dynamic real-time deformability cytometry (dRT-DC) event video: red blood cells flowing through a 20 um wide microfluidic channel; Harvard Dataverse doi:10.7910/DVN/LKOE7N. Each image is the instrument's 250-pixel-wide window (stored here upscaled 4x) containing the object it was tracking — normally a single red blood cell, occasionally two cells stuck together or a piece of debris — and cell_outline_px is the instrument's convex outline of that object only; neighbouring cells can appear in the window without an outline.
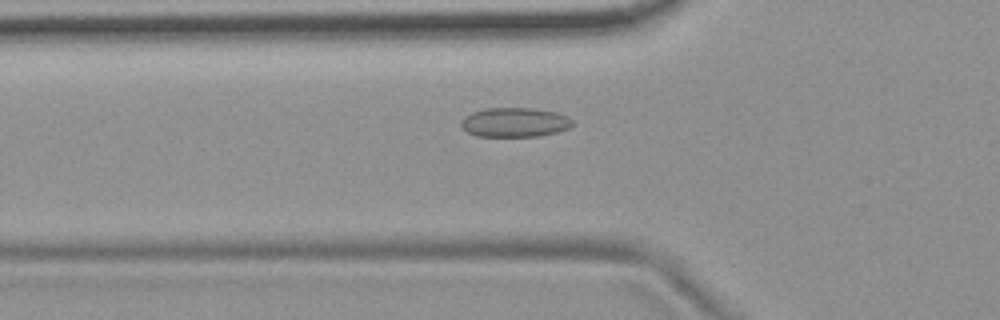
{"species": "common noctule bat (a hibernating species)", "species_latin": "Nyctalus noctula", "temperature_condition": "room temperature", "stored_images_in_passage": 55, "camera_frame_rate_fps": 3000, "um_per_image_px": 0.085, "animal": {"sex": "female", "body_mass_g": 19.9}, "frame": {"image": 1, "passage_image": 19, "time_ms": 6.0, "image_size_px": [1000, 320], "cell_outline_px": [[572, 124], [568, 128], [556, 132], [540, 136], [476, 136], [468, 132], [460, 124], [460, 120], [464, 116], [472, 112], [484, 108], [532, 108], [556, 112], [568, 116], [572, 120]], "centroid_in_image_um": [43.73, 10.39], "position_along_channel_um": 82.1, "area_um2": 19.07}}
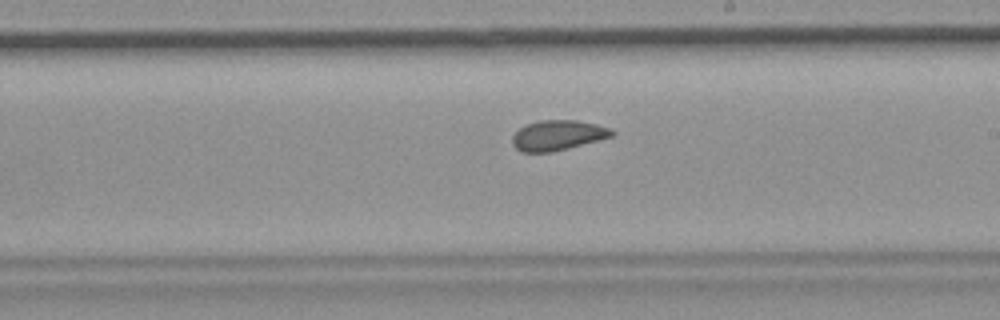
{"frame": {"image": 2, "passage_image": 32, "time_ms": 10.333, "image_size_px": [1000, 320], "cell_outline_px": [[616, 132], [612, 136], [600, 140], [552, 152], [520, 152], [512, 144], [512, 136], [520, 128], [528, 124], [540, 120], [576, 120], [596, 124], [612, 128]], "centroid_in_image_um": [47.43, 11.5], "position_along_channel_um": 241.6, "area_um2": 17.51}}
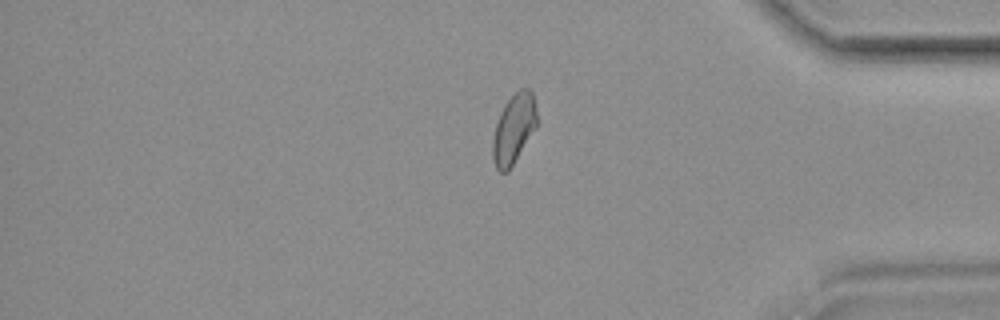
{"frame": {"image": 3, "passage_image": 46, "time_ms": 15.0, "image_size_px": [1000, 320], "cell_outline_px": [[536, 128], [508, 172], [500, 172], [496, 168], [492, 156], [492, 140], [496, 124], [500, 112], [504, 104], [520, 88], [528, 88], [532, 92], [536, 112]], "centroid_in_image_um": [43.65, 10.97], "position_along_channel_um": 391.5, "area_um2": 17.8}, "authors_computed_cell_mechanics": {"area_um2": 18.207, "velocity_mm_per_s": 3.6845, "shape_relaxation_time_tau1_ms": null, "shape_relaxation_time_tau2_ms": 1.5791, "deformation_change_tau1": null, "deformation_change_tau2": 0.0631}}